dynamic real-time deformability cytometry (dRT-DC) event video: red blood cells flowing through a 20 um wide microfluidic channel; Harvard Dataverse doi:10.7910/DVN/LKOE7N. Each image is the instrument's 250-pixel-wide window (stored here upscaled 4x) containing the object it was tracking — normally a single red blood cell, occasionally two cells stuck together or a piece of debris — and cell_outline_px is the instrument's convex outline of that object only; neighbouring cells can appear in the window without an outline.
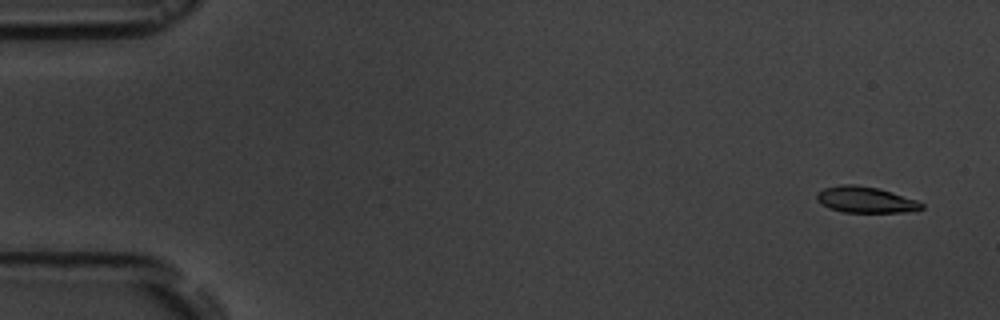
{"species": "common noctule bat (a hibernating species)", "species_latin": "Nyctalus noctula", "temperature_condition": "room temperature", "stored_images_in_passage": 5, "camera_frame_rate_fps": 3000, "um_per_image_px": 0.085, "animal": {"sex": "male", "body_mass_g": 19.5, "forearm_length_mm": 54.6}, "frame": {"image": 1, "passage_image": 1, "time_ms": 0.0, "image_size_px": [1000, 320], "cell_outline_px": [[924, 208], [908, 212], [844, 212], [828, 208], [816, 200], [816, 192], [824, 188], [840, 184], [856, 184], [876, 188], [892, 192], [916, 200], [924, 204]], "centroid_in_image_um": [73.54, 16.97], "position_along_channel_um": 11.5, "area_um2": 16.01}}